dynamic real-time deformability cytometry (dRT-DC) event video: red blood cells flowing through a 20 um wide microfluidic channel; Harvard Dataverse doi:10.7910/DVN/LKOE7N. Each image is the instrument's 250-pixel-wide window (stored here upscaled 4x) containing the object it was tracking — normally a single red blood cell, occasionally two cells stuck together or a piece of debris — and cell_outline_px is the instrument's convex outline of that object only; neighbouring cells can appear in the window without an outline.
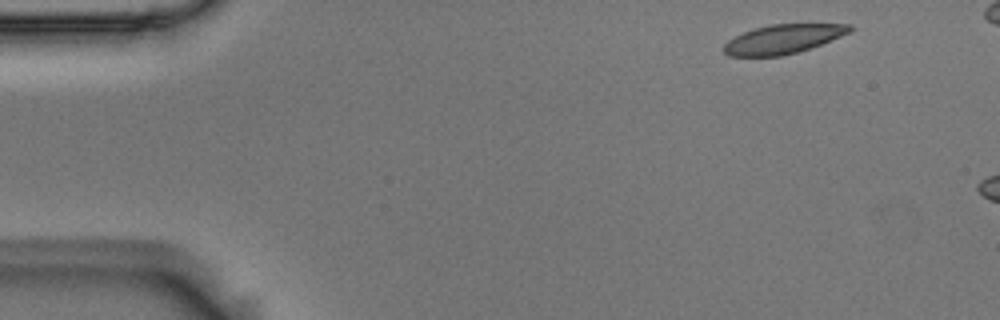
{"species": "Egyptian fruit bat (a non-hibernating species)", "species_latin": "Rousettus aegyptiacus", "temperature_condition": "room temperature", "stored_images_in_passage": 3, "camera_frame_rate_fps": 3000, "um_per_image_px": 0.085, "animal": {"sex": "male"}, "frame": {"image": 1, "passage_image": 1, "time_ms": 0.0, "image_size_px": [1000, 320], "cell_outline_px": [[856, 28], [852, 32], [820, 44], [796, 52], [780, 56], [728, 56], [720, 48], [728, 40], [752, 28], [772, 24], [852, 24]], "centroid_in_image_um": [66.56, 3.31], "position_along_channel_um": 18.4, "area_um2": 21.44}}